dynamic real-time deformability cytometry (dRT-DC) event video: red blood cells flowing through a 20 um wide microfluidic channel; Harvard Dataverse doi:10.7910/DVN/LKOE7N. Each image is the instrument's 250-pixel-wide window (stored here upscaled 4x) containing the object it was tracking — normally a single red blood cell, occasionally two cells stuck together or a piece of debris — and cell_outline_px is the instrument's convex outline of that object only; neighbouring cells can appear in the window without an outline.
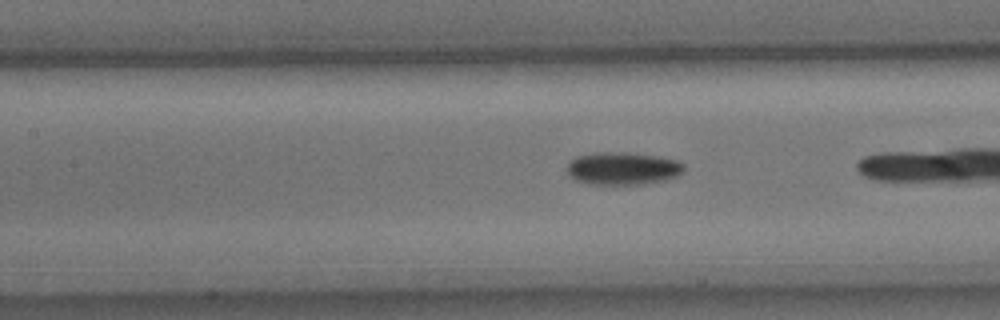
{"species": "common noctule bat (a hibernating species)", "species_latin": "Nyctalus noctula", "temperature_condition": "cold", "stored_images_in_passage": 41, "camera_frame_rate_fps": 3000, "um_per_image_px": 0.085, "animal": {"sex": "male", "body_mass_g": 15.6}, "frame": {"image": 1, "passage_image": 23, "time_ms": 7.333, "image_size_px": [1000, 320], "cell_outline_px": [[684, 172], [668, 180], [644, 184], [588, 184], [576, 180], [568, 172], [568, 164], [576, 156], [596, 152], [624, 152], [652, 156], [676, 160], [684, 164]], "centroid_in_image_um": [52.95, 14.32], "position_along_channel_um": 154.4, "area_um2": 22.14}}
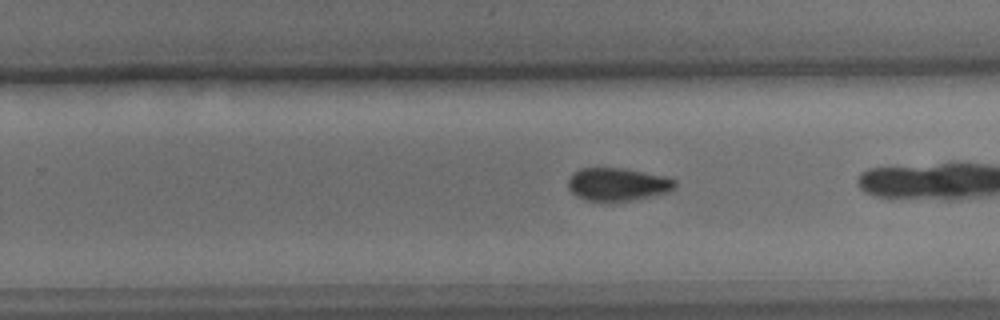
{"frame": {"image": 2, "passage_image": 33, "time_ms": 10.667, "image_size_px": [1000, 320], "cell_outline_px": [[676, 188], [668, 192], [632, 200], [584, 200], [576, 196], [568, 188], [568, 180], [572, 172], [580, 168], [620, 168], [664, 176], [676, 180]], "centroid_in_image_um": [52.47, 15.65], "position_along_channel_um": 277.3, "area_um2": 20.29}}